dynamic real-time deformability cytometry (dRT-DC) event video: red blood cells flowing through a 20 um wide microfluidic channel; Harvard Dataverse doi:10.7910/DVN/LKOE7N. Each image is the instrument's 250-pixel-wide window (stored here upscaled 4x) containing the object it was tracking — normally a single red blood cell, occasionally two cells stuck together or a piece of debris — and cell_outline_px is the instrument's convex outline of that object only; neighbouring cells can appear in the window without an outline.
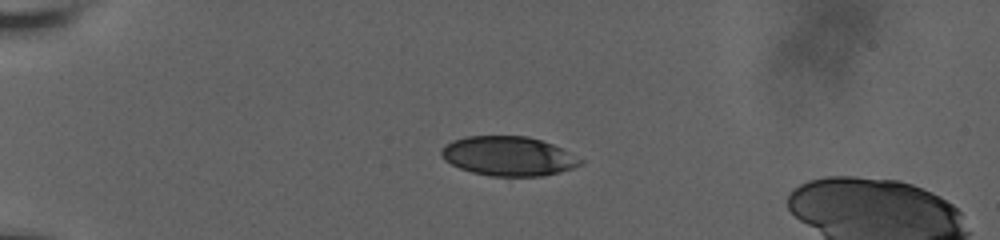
{"species": "human", "species_latin": "Homo sapiens", "temperature_condition": "room temperature", "stored_images_in_passage": 44, "camera_frame_rate_fps": 3000, "um_per_image_px": 0.085, "donor": {"sex": "male"}, "frame": {"image": 1, "passage_image": 1, "time_ms": 0.0, "image_size_px": [1000, 240], "cell_outline_px": [[584, 164], [560, 172], [544, 176], [492, 176], [472, 172], [460, 168], [444, 160], [440, 156], [440, 152], [452, 140], [468, 136], [528, 136], [552, 144], [584, 160]], "centroid_in_image_um": [43.23, 13.28], "position_along_channel_um": 41.8, "area_um2": 31.79}}
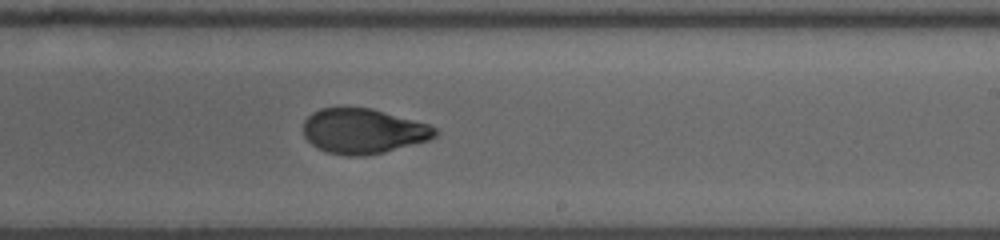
{"frame": {"image": 2, "passage_image": 23, "time_ms": 7.333, "image_size_px": [1000, 240], "cell_outline_px": [[440, 132], [436, 136], [428, 140], [384, 152], [368, 156], [348, 156], [328, 152], [316, 148], [304, 136], [304, 120], [312, 112], [320, 108], [372, 108], [428, 124], [440, 128]], "centroid_in_image_um": [30.89, 11.15], "position_along_channel_um": 258.1, "area_um2": 34.68}}
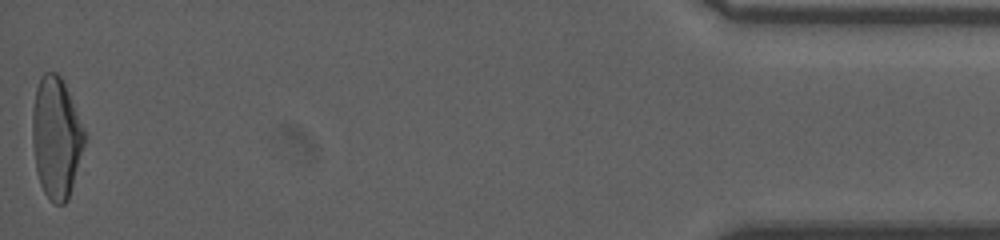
{"frame": {"image": 3, "passage_image": 44, "time_ms": 14.333, "image_size_px": [1000, 240], "cell_outline_px": [[84, 144], [68, 200], [64, 204], [56, 204], [44, 192], [40, 184], [36, 172], [32, 144], [32, 108], [36, 88], [40, 76], [44, 72], [56, 72], [60, 76], [68, 92], [84, 132]], "centroid_in_image_um": [4.73, 11.69], "position_along_channel_um": 430.5, "area_um2": 36.3}, "authors_computed_cell_mechanics": {"area_um2": 35.3158, "velocity_mm_per_s": 3.6631, "shape_relaxation_time_tau1_ms": 5.2026, "shape_relaxation_time_tau2_ms": 1.2984, "deformation_change_tau1": 0.1653, "deformation_change_tau2": 0.0642}}